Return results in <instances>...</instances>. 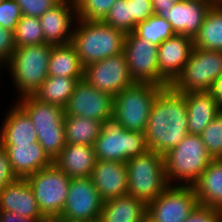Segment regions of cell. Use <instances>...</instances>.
Listing matches in <instances>:
<instances>
[{
	"label": "cell",
	"mask_w": 222,
	"mask_h": 222,
	"mask_svg": "<svg viewBox=\"0 0 222 222\" xmlns=\"http://www.w3.org/2000/svg\"><path fill=\"white\" fill-rule=\"evenodd\" d=\"M188 133V114L184 93L171 86L157 96L144 132L149 150L162 155L177 146Z\"/></svg>",
	"instance_id": "1"
},
{
	"label": "cell",
	"mask_w": 222,
	"mask_h": 222,
	"mask_svg": "<svg viewBox=\"0 0 222 222\" xmlns=\"http://www.w3.org/2000/svg\"><path fill=\"white\" fill-rule=\"evenodd\" d=\"M126 34L103 21L77 19L71 44L74 46L82 65L123 52Z\"/></svg>",
	"instance_id": "2"
},
{
	"label": "cell",
	"mask_w": 222,
	"mask_h": 222,
	"mask_svg": "<svg viewBox=\"0 0 222 222\" xmlns=\"http://www.w3.org/2000/svg\"><path fill=\"white\" fill-rule=\"evenodd\" d=\"M212 160L200 135L187 134L164 154L166 180L170 186H192Z\"/></svg>",
	"instance_id": "3"
},
{
	"label": "cell",
	"mask_w": 222,
	"mask_h": 222,
	"mask_svg": "<svg viewBox=\"0 0 222 222\" xmlns=\"http://www.w3.org/2000/svg\"><path fill=\"white\" fill-rule=\"evenodd\" d=\"M51 49L52 45L48 43L15 48L2 67L11 75L18 98L33 95L46 80Z\"/></svg>",
	"instance_id": "4"
},
{
	"label": "cell",
	"mask_w": 222,
	"mask_h": 222,
	"mask_svg": "<svg viewBox=\"0 0 222 222\" xmlns=\"http://www.w3.org/2000/svg\"><path fill=\"white\" fill-rule=\"evenodd\" d=\"M29 116L36 129L37 141L54 160L66 145L64 109L27 95L15 101Z\"/></svg>",
	"instance_id": "5"
},
{
	"label": "cell",
	"mask_w": 222,
	"mask_h": 222,
	"mask_svg": "<svg viewBox=\"0 0 222 222\" xmlns=\"http://www.w3.org/2000/svg\"><path fill=\"white\" fill-rule=\"evenodd\" d=\"M128 195L146 204L156 199L168 186L164 155L148 150L126 162Z\"/></svg>",
	"instance_id": "6"
},
{
	"label": "cell",
	"mask_w": 222,
	"mask_h": 222,
	"mask_svg": "<svg viewBox=\"0 0 222 222\" xmlns=\"http://www.w3.org/2000/svg\"><path fill=\"white\" fill-rule=\"evenodd\" d=\"M163 87L134 82L114 97L113 119L128 131L144 133L152 106Z\"/></svg>",
	"instance_id": "7"
},
{
	"label": "cell",
	"mask_w": 222,
	"mask_h": 222,
	"mask_svg": "<svg viewBox=\"0 0 222 222\" xmlns=\"http://www.w3.org/2000/svg\"><path fill=\"white\" fill-rule=\"evenodd\" d=\"M96 160L120 161L143 155L149 148L144 133L128 131L114 119L102 123V130L94 144Z\"/></svg>",
	"instance_id": "8"
},
{
	"label": "cell",
	"mask_w": 222,
	"mask_h": 222,
	"mask_svg": "<svg viewBox=\"0 0 222 222\" xmlns=\"http://www.w3.org/2000/svg\"><path fill=\"white\" fill-rule=\"evenodd\" d=\"M221 74L222 51L194 46L190 59L170 86L180 93L210 91Z\"/></svg>",
	"instance_id": "9"
},
{
	"label": "cell",
	"mask_w": 222,
	"mask_h": 222,
	"mask_svg": "<svg viewBox=\"0 0 222 222\" xmlns=\"http://www.w3.org/2000/svg\"><path fill=\"white\" fill-rule=\"evenodd\" d=\"M42 215L56 219L62 213L70 187L71 178L54 163L26 177Z\"/></svg>",
	"instance_id": "10"
},
{
	"label": "cell",
	"mask_w": 222,
	"mask_h": 222,
	"mask_svg": "<svg viewBox=\"0 0 222 222\" xmlns=\"http://www.w3.org/2000/svg\"><path fill=\"white\" fill-rule=\"evenodd\" d=\"M123 52L134 82L151 83L161 87L170 86L159 72L157 45L130 32L125 36Z\"/></svg>",
	"instance_id": "11"
},
{
	"label": "cell",
	"mask_w": 222,
	"mask_h": 222,
	"mask_svg": "<svg viewBox=\"0 0 222 222\" xmlns=\"http://www.w3.org/2000/svg\"><path fill=\"white\" fill-rule=\"evenodd\" d=\"M198 205L192 186H168L147 204V222H184Z\"/></svg>",
	"instance_id": "12"
},
{
	"label": "cell",
	"mask_w": 222,
	"mask_h": 222,
	"mask_svg": "<svg viewBox=\"0 0 222 222\" xmlns=\"http://www.w3.org/2000/svg\"><path fill=\"white\" fill-rule=\"evenodd\" d=\"M103 203L90 177L71 178L67 200L58 219L91 222L99 219Z\"/></svg>",
	"instance_id": "13"
},
{
	"label": "cell",
	"mask_w": 222,
	"mask_h": 222,
	"mask_svg": "<svg viewBox=\"0 0 222 222\" xmlns=\"http://www.w3.org/2000/svg\"><path fill=\"white\" fill-rule=\"evenodd\" d=\"M83 79L112 97L134 83L124 52L85 66Z\"/></svg>",
	"instance_id": "14"
},
{
	"label": "cell",
	"mask_w": 222,
	"mask_h": 222,
	"mask_svg": "<svg viewBox=\"0 0 222 222\" xmlns=\"http://www.w3.org/2000/svg\"><path fill=\"white\" fill-rule=\"evenodd\" d=\"M114 97L79 80L64 108L65 116H83L105 122L113 119Z\"/></svg>",
	"instance_id": "15"
},
{
	"label": "cell",
	"mask_w": 222,
	"mask_h": 222,
	"mask_svg": "<svg viewBox=\"0 0 222 222\" xmlns=\"http://www.w3.org/2000/svg\"><path fill=\"white\" fill-rule=\"evenodd\" d=\"M44 42L51 45L71 43L77 21L75 0H60L39 17Z\"/></svg>",
	"instance_id": "16"
},
{
	"label": "cell",
	"mask_w": 222,
	"mask_h": 222,
	"mask_svg": "<svg viewBox=\"0 0 222 222\" xmlns=\"http://www.w3.org/2000/svg\"><path fill=\"white\" fill-rule=\"evenodd\" d=\"M193 48V39L182 34H175L158 46L159 72L169 84L181 73Z\"/></svg>",
	"instance_id": "17"
},
{
	"label": "cell",
	"mask_w": 222,
	"mask_h": 222,
	"mask_svg": "<svg viewBox=\"0 0 222 222\" xmlns=\"http://www.w3.org/2000/svg\"><path fill=\"white\" fill-rule=\"evenodd\" d=\"M90 178L103 201L128 195L126 163L96 160Z\"/></svg>",
	"instance_id": "18"
},
{
	"label": "cell",
	"mask_w": 222,
	"mask_h": 222,
	"mask_svg": "<svg viewBox=\"0 0 222 222\" xmlns=\"http://www.w3.org/2000/svg\"><path fill=\"white\" fill-rule=\"evenodd\" d=\"M211 7L209 0H177L171 11L165 13V20L175 34L194 39Z\"/></svg>",
	"instance_id": "19"
},
{
	"label": "cell",
	"mask_w": 222,
	"mask_h": 222,
	"mask_svg": "<svg viewBox=\"0 0 222 222\" xmlns=\"http://www.w3.org/2000/svg\"><path fill=\"white\" fill-rule=\"evenodd\" d=\"M0 211L14 212L18 215L45 222L26 178H18L0 192Z\"/></svg>",
	"instance_id": "20"
},
{
	"label": "cell",
	"mask_w": 222,
	"mask_h": 222,
	"mask_svg": "<svg viewBox=\"0 0 222 222\" xmlns=\"http://www.w3.org/2000/svg\"><path fill=\"white\" fill-rule=\"evenodd\" d=\"M11 105L0 126V144L17 146L37 142L36 129L28 114L15 101Z\"/></svg>",
	"instance_id": "21"
},
{
	"label": "cell",
	"mask_w": 222,
	"mask_h": 222,
	"mask_svg": "<svg viewBox=\"0 0 222 222\" xmlns=\"http://www.w3.org/2000/svg\"><path fill=\"white\" fill-rule=\"evenodd\" d=\"M187 114L188 133L200 135L203 130L222 112V104L210 91L184 93Z\"/></svg>",
	"instance_id": "22"
},
{
	"label": "cell",
	"mask_w": 222,
	"mask_h": 222,
	"mask_svg": "<svg viewBox=\"0 0 222 222\" xmlns=\"http://www.w3.org/2000/svg\"><path fill=\"white\" fill-rule=\"evenodd\" d=\"M7 152L13 172L18 178H26L53 164L39 142L29 145H2Z\"/></svg>",
	"instance_id": "23"
},
{
	"label": "cell",
	"mask_w": 222,
	"mask_h": 222,
	"mask_svg": "<svg viewBox=\"0 0 222 222\" xmlns=\"http://www.w3.org/2000/svg\"><path fill=\"white\" fill-rule=\"evenodd\" d=\"M53 163L68 177H91L96 163L94 146L66 144Z\"/></svg>",
	"instance_id": "24"
},
{
	"label": "cell",
	"mask_w": 222,
	"mask_h": 222,
	"mask_svg": "<svg viewBox=\"0 0 222 222\" xmlns=\"http://www.w3.org/2000/svg\"><path fill=\"white\" fill-rule=\"evenodd\" d=\"M102 222H146L147 204L125 195L104 201L100 213Z\"/></svg>",
	"instance_id": "25"
},
{
	"label": "cell",
	"mask_w": 222,
	"mask_h": 222,
	"mask_svg": "<svg viewBox=\"0 0 222 222\" xmlns=\"http://www.w3.org/2000/svg\"><path fill=\"white\" fill-rule=\"evenodd\" d=\"M192 187L199 205L222 210V159H213Z\"/></svg>",
	"instance_id": "26"
},
{
	"label": "cell",
	"mask_w": 222,
	"mask_h": 222,
	"mask_svg": "<svg viewBox=\"0 0 222 222\" xmlns=\"http://www.w3.org/2000/svg\"><path fill=\"white\" fill-rule=\"evenodd\" d=\"M48 76L83 79L84 66L71 43L52 45L48 63Z\"/></svg>",
	"instance_id": "27"
},
{
	"label": "cell",
	"mask_w": 222,
	"mask_h": 222,
	"mask_svg": "<svg viewBox=\"0 0 222 222\" xmlns=\"http://www.w3.org/2000/svg\"><path fill=\"white\" fill-rule=\"evenodd\" d=\"M102 121L83 116H65L66 144H85L94 146L102 130Z\"/></svg>",
	"instance_id": "28"
},
{
	"label": "cell",
	"mask_w": 222,
	"mask_h": 222,
	"mask_svg": "<svg viewBox=\"0 0 222 222\" xmlns=\"http://www.w3.org/2000/svg\"><path fill=\"white\" fill-rule=\"evenodd\" d=\"M193 42L199 49L222 51V6L212 5Z\"/></svg>",
	"instance_id": "29"
},
{
	"label": "cell",
	"mask_w": 222,
	"mask_h": 222,
	"mask_svg": "<svg viewBox=\"0 0 222 222\" xmlns=\"http://www.w3.org/2000/svg\"><path fill=\"white\" fill-rule=\"evenodd\" d=\"M79 80L81 79L48 76L33 95L42 102L57 105L64 109Z\"/></svg>",
	"instance_id": "30"
},
{
	"label": "cell",
	"mask_w": 222,
	"mask_h": 222,
	"mask_svg": "<svg viewBox=\"0 0 222 222\" xmlns=\"http://www.w3.org/2000/svg\"><path fill=\"white\" fill-rule=\"evenodd\" d=\"M138 37L159 46L163 41L175 35L168 20L157 14L136 25L133 31Z\"/></svg>",
	"instance_id": "31"
},
{
	"label": "cell",
	"mask_w": 222,
	"mask_h": 222,
	"mask_svg": "<svg viewBox=\"0 0 222 222\" xmlns=\"http://www.w3.org/2000/svg\"><path fill=\"white\" fill-rule=\"evenodd\" d=\"M14 41L16 48L45 43L39 17L22 15L14 31Z\"/></svg>",
	"instance_id": "32"
},
{
	"label": "cell",
	"mask_w": 222,
	"mask_h": 222,
	"mask_svg": "<svg viewBox=\"0 0 222 222\" xmlns=\"http://www.w3.org/2000/svg\"><path fill=\"white\" fill-rule=\"evenodd\" d=\"M116 0H75L77 19L103 21Z\"/></svg>",
	"instance_id": "33"
},
{
	"label": "cell",
	"mask_w": 222,
	"mask_h": 222,
	"mask_svg": "<svg viewBox=\"0 0 222 222\" xmlns=\"http://www.w3.org/2000/svg\"><path fill=\"white\" fill-rule=\"evenodd\" d=\"M103 22L125 34L133 32L137 25L133 19L130 18L127 0H116Z\"/></svg>",
	"instance_id": "34"
},
{
	"label": "cell",
	"mask_w": 222,
	"mask_h": 222,
	"mask_svg": "<svg viewBox=\"0 0 222 222\" xmlns=\"http://www.w3.org/2000/svg\"><path fill=\"white\" fill-rule=\"evenodd\" d=\"M208 154L213 159H222V112L200 134Z\"/></svg>",
	"instance_id": "35"
},
{
	"label": "cell",
	"mask_w": 222,
	"mask_h": 222,
	"mask_svg": "<svg viewBox=\"0 0 222 222\" xmlns=\"http://www.w3.org/2000/svg\"><path fill=\"white\" fill-rule=\"evenodd\" d=\"M22 12L15 0H2L0 3V26L15 31Z\"/></svg>",
	"instance_id": "36"
},
{
	"label": "cell",
	"mask_w": 222,
	"mask_h": 222,
	"mask_svg": "<svg viewBox=\"0 0 222 222\" xmlns=\"http://www.w3.org/2000/svg\"><path fill=\"white\" fill-rule=\"evenodd\" d=\"M23 16L41 17L60 0H15Z\"/></svg>",
	"instance_id": "37"
},
{
	"label": "cell",
	"mask_w": 222,
	"mask_h": 222,
	"mask_svg": "<svg viewBox=\"0 0 222 222\" xmlns=\"http://www.w3.org/2000/svg\"><path fill=\"white\" fill-rule=\"evenodd\" d=\"M221 220V209L198 204L184 222H221Z\"/></svg>",
	"instance_id": "38"
},
{
	"label": "cell",
	"mask_w": 222,
	"mask_h": 222,
	"mask_svg": "<svg viewBox=\"0 0 222 222\" xmlns=\"http://www.w3.org/2000/svg\"><path fill=\"white\" fill-rule=\"evenodd\" d=\"M127 4H129L130 18L136 24L144 22L155 14L151 0H127Z\"/></svg>",
	"instance_id": "39"
},
{
	"label": "cell",
	"mask_w": 222,
	"mask_h": 222,
	"mask_svg": "<svg viewBox=\"0 0 222 222\" xmlns=\"http://www.w3.org/2000/svg\"><path fill=\"white\" fill-rule=\"evenodd\" d=\"M15 48L14 32L0 26V68L12 57Z\"/></svg>",
	"instance_id": "40"
},
{
	"label": "cell",
	"mask_w": 222,
	"mask_h": 222,
	"mask_svg": "<svg viewBox=\"0 0 222 222\" xmlns=\"http://www.w3.org/2000/svg\"><path fill=\"white\" fill-rule=\"evenodd\" d=\"M17 179L18 177L13 172L6 149L0 144V192Z\"/></svg>",
	"instance_id": "41"
},
{
	"label": "cell",
	"mask_w": 222,
	"mask_h": 222,
	"mask_svg": "<svg viewBox=\"0 0 222 222\" xmlns=\"http://www.w3.org/2000/svg\"><path fill=\"white\" fill-rule=\"evenodd\" d=\"M154 13L165 19V13H169L177 0H151Z\"/></svg>",
	"instance_id": "42"
},
{
	"label": "cell",
	"mask_w": 222,
	"mask_h": 222,
	"mask_svg": "<svg viewBox=\"0 0 222 222\" xmlns=\"http://www.w3.org/2000/svg\"><path fill=\"white\" fill-rule=\"evenodd\" d=\"M0 222H38L35 219L18 215L14 212L0 211Z\"/></svg>",
	"instance_id": "43"
},
{
	"label": "cell",
	"mask_w": 222,
	"mask_h": 222,
	"mask_svg": "<svg viewBox=\"0 0 222 222\" xmlns=\"http://www.w3.org/2000/svg\"><path fill=\"white\" fill-rule=\"evenodd\" d=\"M210 92L222 104V74L214 81Z\"/></svg>",
	"instance_id": "44"
},
{
	"label": "cell",
	"mask_w": 222,
	"mask_h": 222,
	"mask_svg": "<svg viewBox=\"0 0 222 222\" xmlns=\"http://www.w3.org/2000/svg\"><path fill=\"white\" fill-rule=\"evenodd\" d=\"M213 6H222V0H209Z\"/></svg>",
	"instance_id": "45"
},
{
	"label": "cell",
	"mask_w": 222,
	"mask_h": 222,
	"mask_svg": "<svg viewBox=\"0 0 222 222\" xmlns=\"http://www.w3.org/2000/svg\"><path fill=\"white\" fill-rule=\"evenodd\" d=\"M45 222H59V219L56 218V219H49V220H46Z\"/></svg>",
	"instance_id": "46"
},
{
	"label": "cell",
	"mask_w": 222,
	"mask_h": 222,
	"mask_svg": "<svg viewBox=\"0 0 222 222\" xmlns=\"http://www.w3.org/2000/svg\"><path fill=\"white\" fill-rule=\"evenodd\" d=\"M59 222H72V221H67V220L59 219Z\"/></svg>",
	"instance_id": "47"
},
{
	"label": "cell",
	"mask_w": 222,
	"mask_h": 222,
	"mask_svg": "<svg viewBox=\"0 0 222 222\" xmlns=\"http://www.w3.org/2000/svg\"><path fill=\"white\" fill-rule=\"evenodd\" d=\"M91 222H102V221H101L100 218H99V219L93 220V221H91Z\"/></svg>",
	"instance_id": "48"
}]
</instances>
